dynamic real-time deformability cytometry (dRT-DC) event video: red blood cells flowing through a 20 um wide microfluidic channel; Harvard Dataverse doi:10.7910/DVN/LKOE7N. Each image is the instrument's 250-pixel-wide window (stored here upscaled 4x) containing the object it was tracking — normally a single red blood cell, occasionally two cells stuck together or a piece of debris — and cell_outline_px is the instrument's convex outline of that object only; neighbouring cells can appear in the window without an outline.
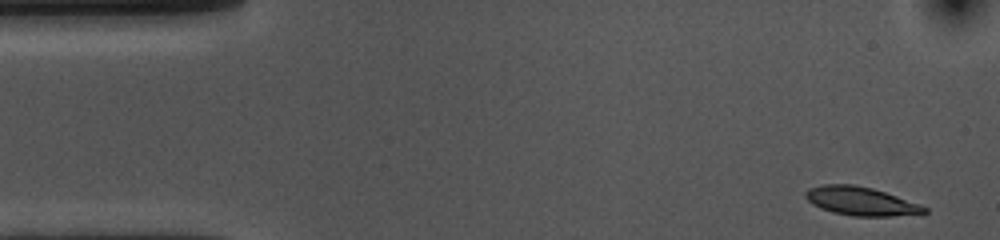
{"species": "common noctule bat (a hibernating species)", "species_latin": "Nyctalus noctula", "temperature_condition": "cold", "stored_images_in_passage": 11, "camera_frame_rate_fps": 3000, "um_per_image_px": 0.085, "animal": {"sex": "female", "body_mass_g": 10.0, "forearm_length_mm": 53.1}, "frame": {"image": 1, "passage_image": 1, "time_ms": 0.0, "image_size_px": [1000, 240], "cell_outline_px": [[928, 212], [924, 216], [852, 216], [832, 212], [820, 208], [812, 204], [804, 196], [804, 192], [808, 188], [824, 184], [852, 184], [872, 188], [920, 204], [928, 208]], "centroid_in_image_um": [73.23, 17.12], "position_along_channel_um": 11.8, "area_um2": 20.17}}